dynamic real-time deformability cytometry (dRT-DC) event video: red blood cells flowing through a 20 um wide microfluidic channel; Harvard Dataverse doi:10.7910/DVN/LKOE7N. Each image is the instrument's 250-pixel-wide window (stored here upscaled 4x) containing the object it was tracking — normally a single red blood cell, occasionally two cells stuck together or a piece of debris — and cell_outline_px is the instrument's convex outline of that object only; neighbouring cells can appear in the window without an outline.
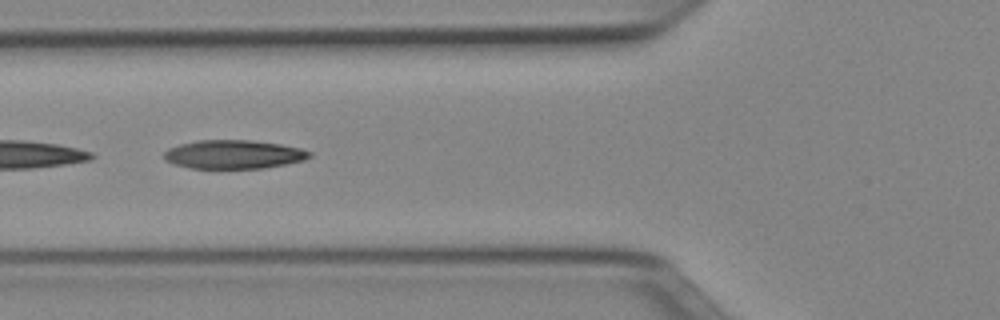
{"species": "Egyptian fruit bat (a non-hibernating species)", "species_latin": "Rousettus aegyptiacus", "temperature_condition": "cold", "stored_images_in_passage": 15, "camera_frame_rate_fps": 3000, "um_per_image_px": 0.085, "animal": {"sex": "female"}, "frame": {"image": 1, "passage_image": 11, "time_ms": 3.333, "image_size_px": [1000, 320], "cell_outline_px": [[312, 156], [304, 160], [264, 168], [188, 168], [164, 160], [164, 152], [168, 148], [180, 144], [200, 140], [248, 140], [280, 144], [300, 148], [312, 152]], "centroid_in_image_um": [19.86, 13.12], "position_along_channel_um": 105.9, "area_um2": 24.22}}